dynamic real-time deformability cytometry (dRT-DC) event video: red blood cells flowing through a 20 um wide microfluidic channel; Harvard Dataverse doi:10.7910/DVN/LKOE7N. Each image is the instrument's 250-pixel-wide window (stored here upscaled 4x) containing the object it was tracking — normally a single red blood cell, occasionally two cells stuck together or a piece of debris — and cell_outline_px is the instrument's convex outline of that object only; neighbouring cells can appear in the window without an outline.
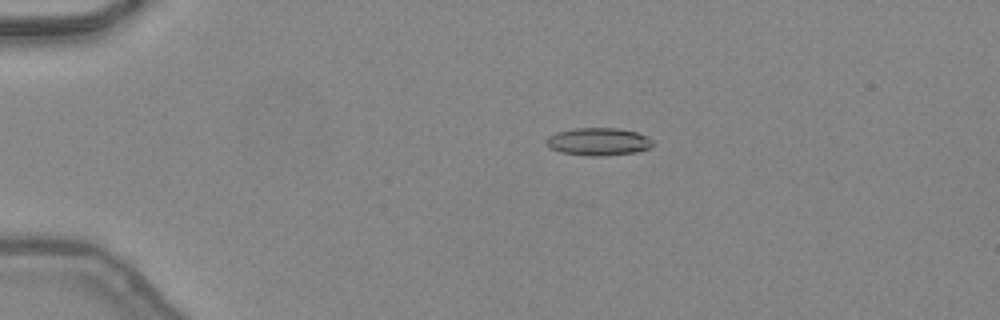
{"species": "common noctule bat (a hibernating species)", "species_latin": "Nyctalus noctula", "temperature_condition": "warm", "stored_images_in_passage": 46, "camera_frame_rate_fps": 3000, "um_per_image_px": 0.085, "animal": {"sex": "female", "body_mass_g": 24.6, "forearm_length_mm": 56.2}, "frame": {"image": 1, "passage_image": 10, "time_ms": 3.0, "image_size_px": [1000, 320], "cell_outline_px": [[656, 144], [652, 148], [636, 152], [604, 156], [588, 156], [560, 152], [544, 144], [544, 140], [548, 136], [556, 132], [572, 128], [620, 128], [636, 132], [652, 140]], "centroid_in_image_um": [50.85, 12.04], "position_along_channel_um": 34.1, "area_um2": 17.46}}
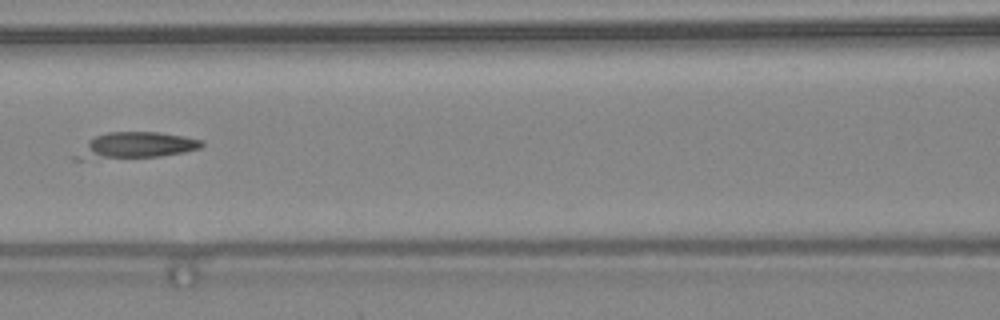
{"frame": {"image": 2, "passage_image": 22, "time_ms": 7.0, "image_size_px": [1000, 320], "cell_outline_px": [[204, 144], [200, 148], [184, 152], [160, 156], [80, 160], [72, 160], [72, 156], [96, 136], [108, 132], [160, 132], [184, 136], [204, 140]], "centroid_in_image_um": [11.56, 12.37], "position_along_channel_um": 155.0, "area_um2": 19.13}}
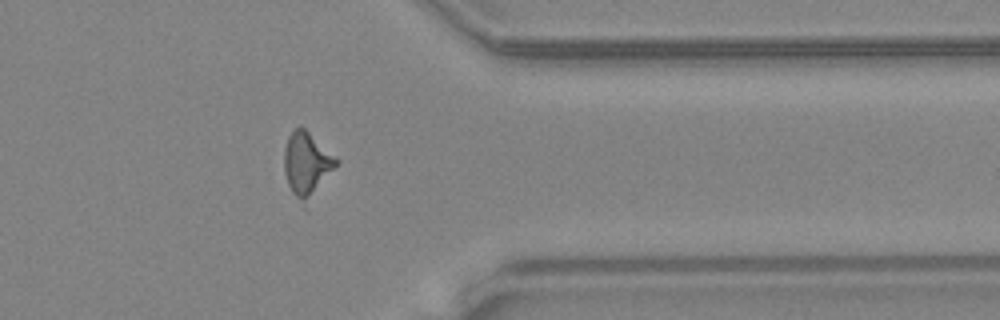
{"frame": {"image": 3, "passage_image": 38, "time_ms": 12.333, "image_size_px": [1000, 320], "cell_outline_px": [[340, 160], [304, 208], [292, 192], [288, 184], [284, 172], [284, 148], [288, 136], [296, 128], [304, 128], [336, 156]], "centroid_in_image_um": [26.06, 13.97], "position_along_channel_um": 385.3, "area_um2": 19.25}}